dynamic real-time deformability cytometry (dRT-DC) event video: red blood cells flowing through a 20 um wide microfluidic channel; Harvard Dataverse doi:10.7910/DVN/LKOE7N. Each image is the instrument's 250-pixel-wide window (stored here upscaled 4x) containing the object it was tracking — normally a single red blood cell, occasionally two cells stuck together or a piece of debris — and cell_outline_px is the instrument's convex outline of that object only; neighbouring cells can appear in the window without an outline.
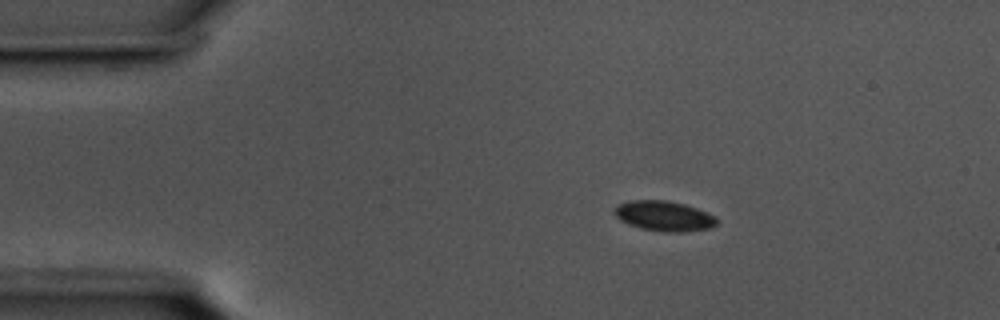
{"species": "common noctule bat (a hibernating species)", "species_latin": "Nyctalus noctula", "temperature_condition": "cold", "stored_images_in_passage": 41, "camera_frame_rate_fps": 3000, "um_per_image_px": 0.085, "animal": {"sex": "male", "body_mass_g": 17.5, "forearm_length_mm": 52.3}, "frame": {"image": 1, "passage_image": 1, "time_ms": 0.0, "image_size_px": [1000, 320], "cell_outline_px": [[716, 224], [708, 228], [684, 232], [664, 232], [640, 228], [628, 224], [620, 220], [612, 212], [616, 204], [628, 200], [668, 200], [684, 204], [696, 208], [716, 216]], "centroid_in_image_um": [56.38, 18.35], "position_along_channel_um": 28.6, "area_um2": 18.09}}
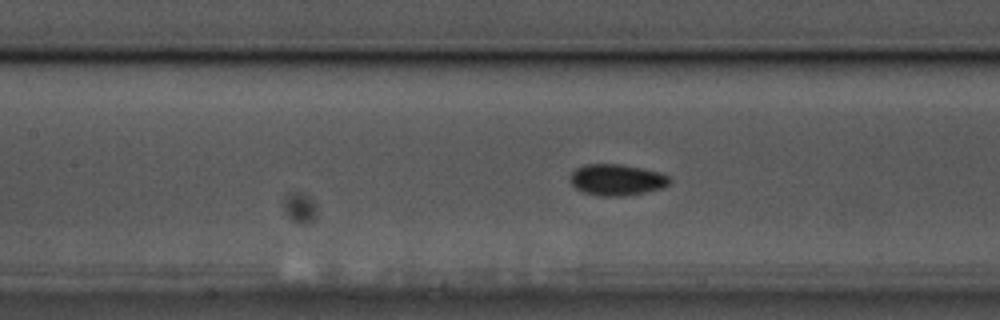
{"frame": {"image": 2, "passage_image": 16, "time_ms": 5.0, "image_size_px": [1000, 320], "cell_outline_px": [[672, 180], [668, 184], [660, 188], [644, 192], [620, 196], [600, 196], [584, 192], [576, 188], [568, 180], [568, 176], [576, 168], [584, 164], [620, 164], [660, 172], [668, 176]], "centroid_in_image_um": [52.38, 15.27], "position_along_channel_um": 155.0, "area_um2": 18.03}}
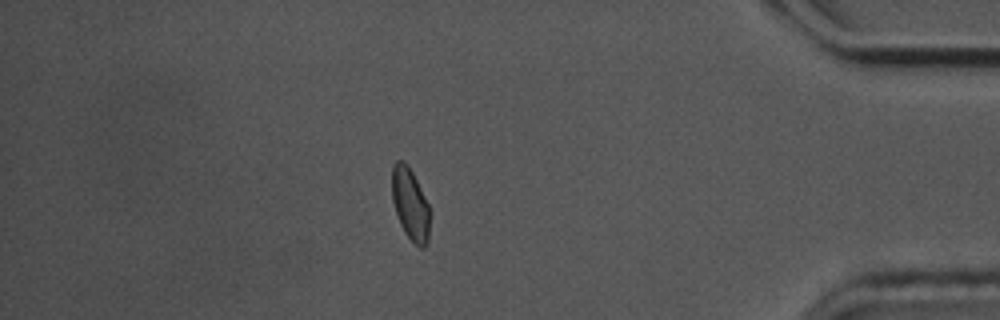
{"frame": {"image": 3, "passage_image": 40, "time_ms": 13.0, "image_size_px": [1000, 320], "cell_outline_px": [[428, 240], [424, 248], [420, 248], [404, 232], [400, 224], [392, 200], [392, 164], [396, 160], [404, 160], [408, 164], [428, 204]], "centroid_in_image_um": [34.83, 17.3], "position_along_channel_um": 400.4, "area_um2": 15.61}}